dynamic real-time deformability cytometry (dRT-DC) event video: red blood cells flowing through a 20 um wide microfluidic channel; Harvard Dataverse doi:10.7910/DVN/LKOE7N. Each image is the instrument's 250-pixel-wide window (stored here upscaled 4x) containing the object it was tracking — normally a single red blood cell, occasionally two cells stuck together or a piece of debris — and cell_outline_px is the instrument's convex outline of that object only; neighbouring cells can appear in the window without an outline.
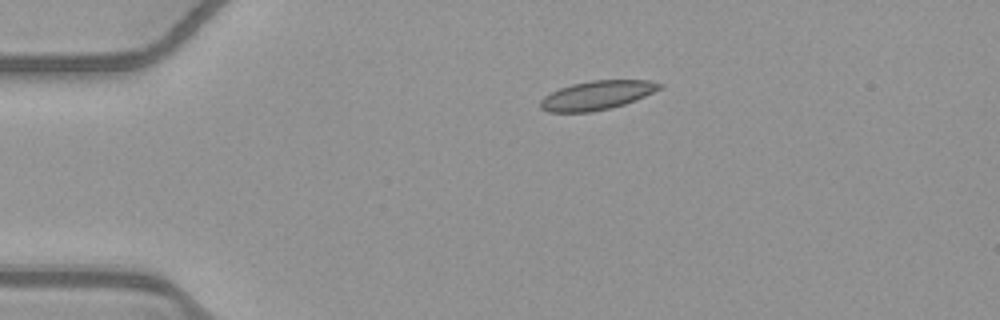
{"species": "common noctule bat (a hibernating species)", "species_latin": "Nyctalus noctula", "temperature_condition": "warm", "stored_images_in_passage": 35, "camera_frame_rate_fps": 3000, "um_per_image_px": 0.085, "animal": {"sex": "female", "body_mass_g": 21.9}, "frame": {"image": 1, "passage_image": 1, "time_ms": 0.0, "image_size_px": [1000, 320], "cell_outline_px": [[664, 84], [660, 88], [636, 100], [624, 104], [608, 108], [588, 112], [548, 112], [540, 108], [540, 100], [544, 96], [560, 88], [572, 84], [592, 80], [648, 80]], "centroid_in_image_um": [50.72, 8.09], "position_along_channel_um": 34.3, "area_um2": 19.88}}
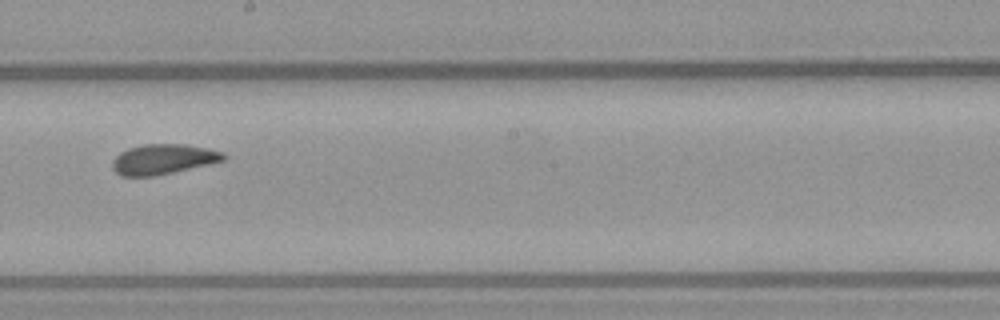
{"frame": {"image": 2, "passage_image": 20, "time_ms": 6.333, "image_size_px": [1000, 320], "cell_outline_px": [[228, 156], [224, 160], [208, 164], [172, 172], [152, 176], [120, 176], [112, 168], [112, 160], [120, 152], [128, 148], [144, 144], [188, 144], [208, 148], [224, 152]], "centroid_in_image_um": [13.87, 13.52], "position_along_channel_um": 234.3, "area_um2": 19.54}}
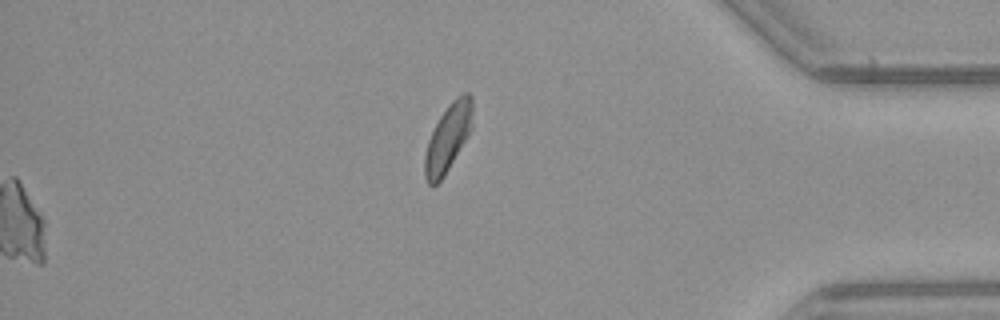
{"frame": {"image": 3, "passage_image": 35, "time_ms": 11.333, "image_size_px": [1000, 320], "cell_outline_px": [[472, 128], [468, 136], [444, 176], [432, 188], [428, 184], [424, 176], [424, 156], [428, 140], [440, 116], [448, 104], [456, 96], [464, 92], [468, 92], [472, 96]], "centroid_in_image_um": [38.07, 11.71], "position_along_channel_um": 397.1, "area_um2": 18.9}, "authors_computed_cell_mechanics": {"area_um2": 19.8254, "velocity_mm_per_s": 3.9029, "shape_relaxation_time_tau1_ms": null, "shape_relaxation_time_tau2_ms": 1.9899, "deformation_change_tau1": null, "deformation_change_tau2": 0.0553}}